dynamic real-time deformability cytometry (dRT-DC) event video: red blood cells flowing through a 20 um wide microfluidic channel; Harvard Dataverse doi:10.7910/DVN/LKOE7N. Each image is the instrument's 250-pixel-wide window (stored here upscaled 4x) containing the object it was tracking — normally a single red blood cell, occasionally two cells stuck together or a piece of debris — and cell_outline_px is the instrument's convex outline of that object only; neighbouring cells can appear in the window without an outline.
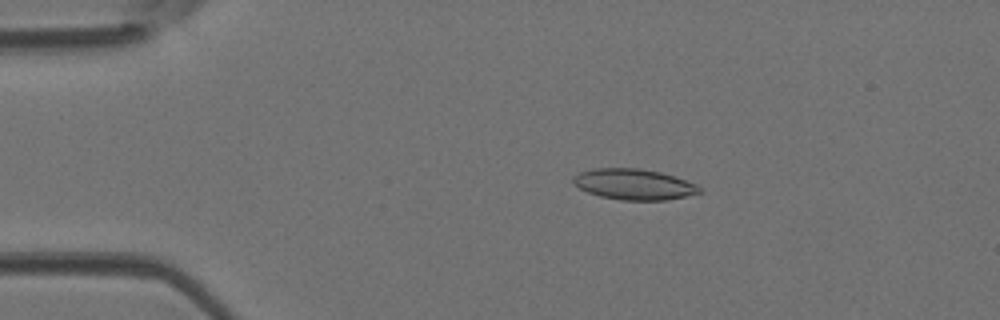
{"species": "Egyptian fruit bat (a non-hibernating species)", "species_latin": "Rousettus aegyptiacus", "temperature_condition": "room temperature", "stored_images_in_passage": 46, "camera_frame_rate_fps": 3000, "um_per_image_px": 0.085, "animal": {"sex": "female"}, "frame": {"image": 1, "passage_image": 9, "time_ms": 2.667, "image_size_px": [1000, 320], "cell_outline_px": [[704, 192], [668, 200], [620, 200], [600, 196], [588, 192], [580, 188], [572, 180], [572, 176], [580, 172], [592, 168], [640, 168], [660, 172], [696, 184]], "centroid_in_image_um": [53.88, 15.67], "position_along_channel_um": 31.1, "area_um2": 22.6}}
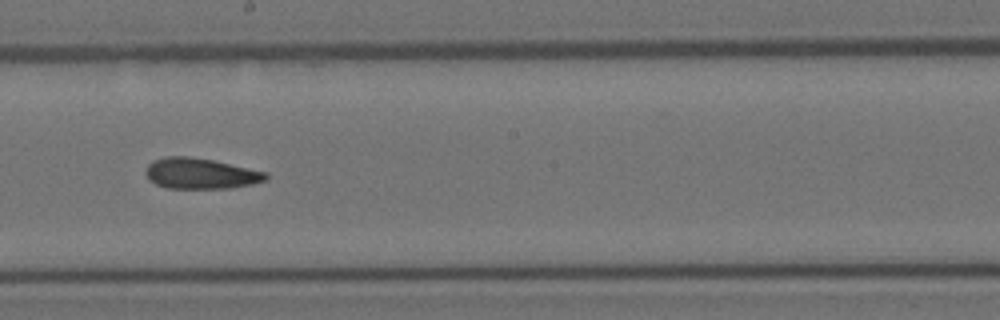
{"frame": {"image": 2, "passage_image": 26, "time_ms": 8.333, "image_size_px": [1000, 320], "cell_outline_px": [[268, 180], [252, 184], [232, 188], [168, 188], [156, 184], [148, 180], [144, 172], [148, 164], [152, 160], [164, 156], [188, 156], [212, 160], [268, 172]], "centroid_in_image_um": [17.03, 14.74], "position_along_channel_um": 231.2, "area_um2": 21.73}}
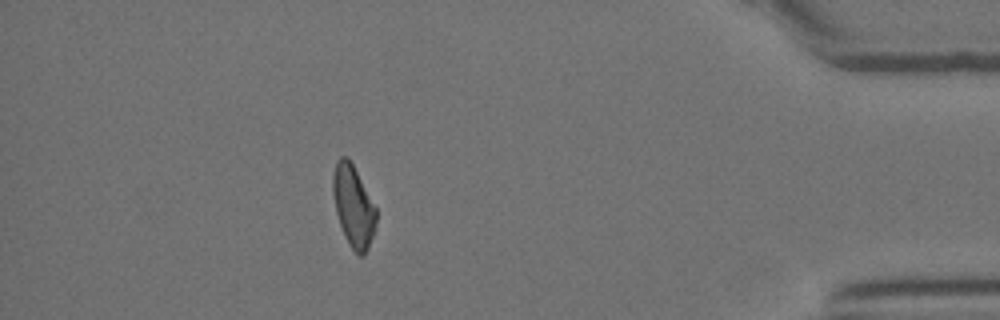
{"frame": {"image": 3, "passage_image": 41, "time_ms": 13.333, "image_size_px": [1000, 320], "cell_outline_px": [[376, 224], [368, 248], [364, 256], [360, 256], [348, 244], [344, 236], [336, 212], [332, 192], [332, 176], [336, 160], [340, 156], [348, 156], [376, 208]], "centroid_in_image_um": [30.01, 17.51], "position_along_channel_um": 405.2, "area_um2": 20.46}}